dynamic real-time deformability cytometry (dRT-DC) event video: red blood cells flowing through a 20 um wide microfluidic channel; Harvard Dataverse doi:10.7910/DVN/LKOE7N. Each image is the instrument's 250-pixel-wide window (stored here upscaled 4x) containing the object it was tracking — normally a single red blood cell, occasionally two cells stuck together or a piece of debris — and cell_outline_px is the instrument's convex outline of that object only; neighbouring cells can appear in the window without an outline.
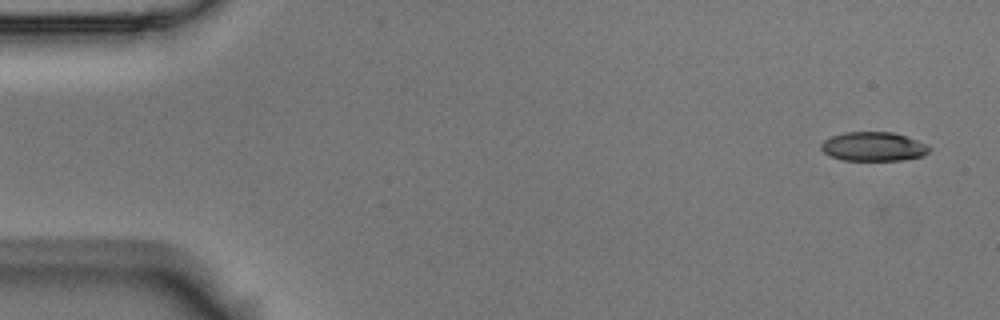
{"species": "Egyptian fruit bat (a non-hibernating species)", "species_latin": "Rousettus aegyptiacus", "temperature_condition": "room temperature", "stored_images_in_passage": 5, "camera_frame_rate_fps": 3000, "um_per_image_px": 0.085, "animal": {"sex": "male"}, "frame": {"image": 1, "passage_image": 1, "time_ms": 0.0, "image_size_px": [1000, 320], "cell_outline_px": [[932, 148], [924, 156], [900, 160], [844, 160], [832, 156], [824, 152], [820, 148], [820, 144], [824, 140], [832, 136], [844, 132], [892, 132], [916, 140]], "centroid_in_image_um": [74.23, 12.46], "position_along_channel_um": 10.8, "area_um2": 18.15}}
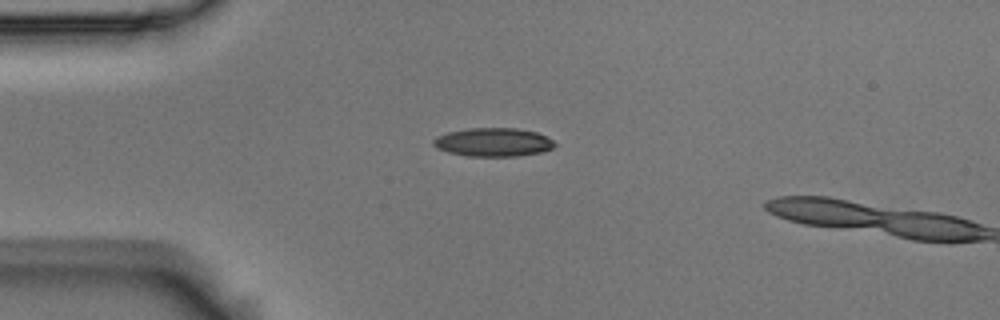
{"frame": {"image": 2, "passage_image": 4, "time_ms": 1.0, "image_size_px": [1000, 320], "cell_outline_px": [[556, 144], [552, 148], [544, 152], [516, 156], [468, 156], [448, 152], [436, 148], [432, 144], [432, 140], [436, 136], [448, 132], [468, 128], [516, 128], [536, 132], [552, 140]], "centroid_in_image_um": [41.9, 12.09], "position_along_channel_um": 43.1, "area_um2": 20.23}}